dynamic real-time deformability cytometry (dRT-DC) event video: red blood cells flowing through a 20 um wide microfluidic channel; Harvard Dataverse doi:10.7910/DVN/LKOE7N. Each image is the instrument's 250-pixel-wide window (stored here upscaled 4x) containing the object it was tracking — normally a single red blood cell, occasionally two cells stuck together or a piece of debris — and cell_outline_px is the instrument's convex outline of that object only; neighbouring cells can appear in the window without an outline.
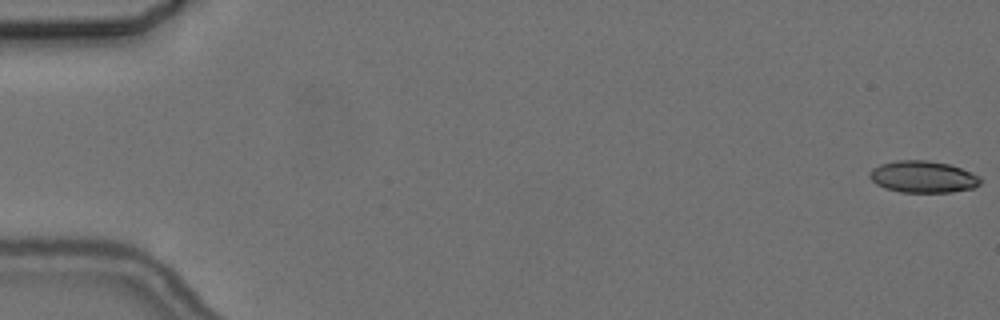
{"species": "common noctule bat (a hibernating species)", "species_latin": "Nyctalus noctula", "temperature_condition": "cold", "stored_images_in_passage": 6, "camera_frame_rate_fps": 3000, "um_per_image_px": 0.085, "animal": {"sex": "female", "body_mass_g": 24.6, "forearm_length_mm": 56.2}, "frame": {"image": 1, "passage_image": 1, "time_ms": 0.0, "image_size_px": [1000, 320], "cell_outline_px": [[980, 184], [972, 188], [952, 192], [900, 192], [884, 188], [876, 184], [868, 176], [868, 172], [872, 168], [880, 164], [896, 160], [928, 160], [948, 164], [960, 168], [980, 176]], "centroid_in_image_um": [78.41, 15.02], "position_along_channel_um": 6.6, "area_um2": 20.58}}
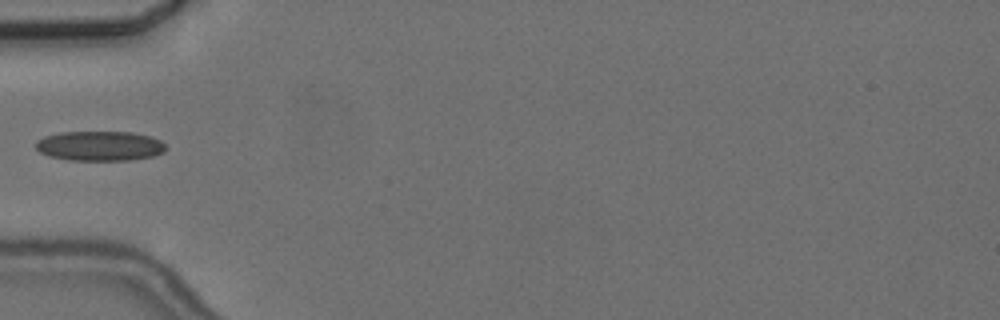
{"frame": {"image": 2, "passage_image": 5, "time_ms": 6.333, "image_size_px": [1000, 320], "cell_outline_px": [[164, 152], [152, 156], [128, 160], [68, 160], [48, 156], [40, 152], [36, 148], [36, 140], [44, 136], [60, 132], [132, 132], [152, 136], [160, 140], [164, 144]], "centroid_in_image_um": [8.45, 12.4], "position_along_channel_um": 76.5, "area_um2": 22.6}}
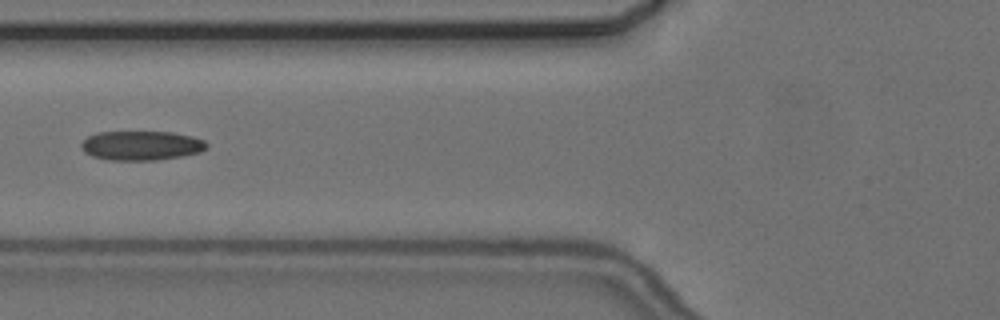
{"frame": {"image": 3, "passage_image": 6, "time_ms": 7.333, "image_size_px": [1000, 320], "cell_outline_px": [[208, 148], [200, 152], [184, 156], [156, 160], [108, 160], [92, 156], [84, 152], [80, 148], [80, 144], [88, 136], [96, 132], [172, 132], [192, 136], [204, 140], [208, 144]], "centroid_in_image_um": [12.02, 12.37], "position_along_channel_um": 113.8, "area_um2": 21.68}}